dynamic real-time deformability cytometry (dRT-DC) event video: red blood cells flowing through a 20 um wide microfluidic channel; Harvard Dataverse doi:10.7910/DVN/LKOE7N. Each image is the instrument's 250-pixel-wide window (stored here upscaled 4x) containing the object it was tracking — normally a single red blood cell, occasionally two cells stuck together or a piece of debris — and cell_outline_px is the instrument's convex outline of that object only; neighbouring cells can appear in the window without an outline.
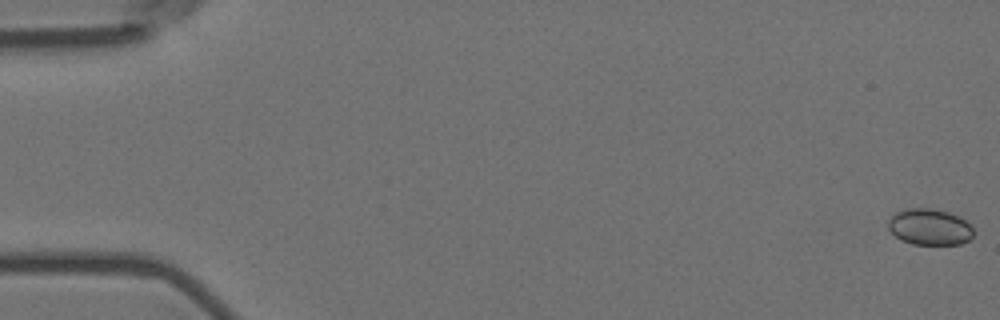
{"species": "Egyptian fruit bat (a non-hibernating species)", "species_latin": "Rousettus aegyptiacus", "temperature_condition": "room temperature", "stored_images_in_passage": 6, "camera_frame_rate_fps": 3000, "um_per_image_px": 0.085, "animal": {"sex": "female"}, "frame": {"image": 1, "passage_image": 1, "time_ms": 0.0, "image_size_px": [1000, 320], "cell_outline_px": [[972, 236], [968, 240], [960, 244], [912, 244], [900, 240], [888, 228], [888, 220], [896, 212], [908, 208], [932, 208], [948, 212], [960, 216], [972, 224]], "centroid_in_image_um": [79.03, 19.28], "position_along_channel_um": 6.0, "area_um2": 18.09}}
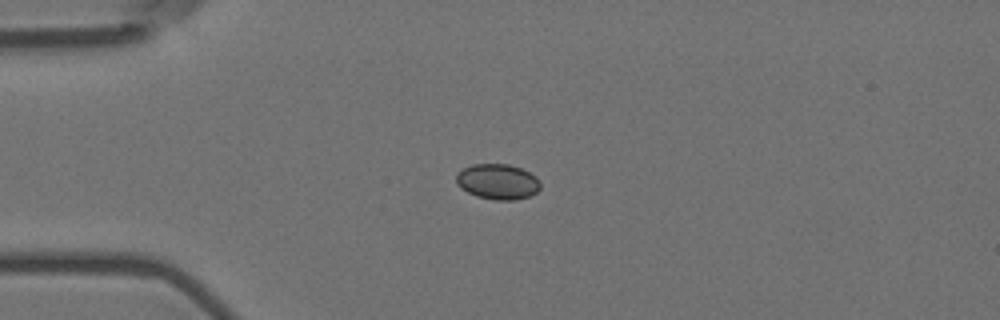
{"frame": {"image": 2, "passage_image": 5, "time_ms": 1.333, "image_size_px": [1000, 320], "cell_outline_px": [[540, 188], [536, 192], [528, 196], [516, 200], [496, 200], [476, 196], [460, 188], [456, 184], [456, 172], [472, 164], [508, 164], [520, 168], [536, 176], [540, 180]], "centroid_in_image_um": [42.28, 15.44], "position_along_channel_um": 42.7, "area_um2": 17.46}}